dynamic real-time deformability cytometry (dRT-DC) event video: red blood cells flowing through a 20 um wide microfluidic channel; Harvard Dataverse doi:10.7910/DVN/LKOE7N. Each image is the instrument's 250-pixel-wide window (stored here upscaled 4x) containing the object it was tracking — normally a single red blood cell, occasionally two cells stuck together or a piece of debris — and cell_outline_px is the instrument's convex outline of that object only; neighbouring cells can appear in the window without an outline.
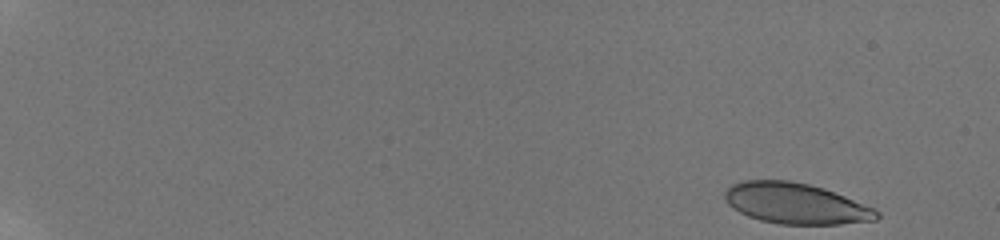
{"species": "human", "species_latin": "Homo sapiens", "temperature_condition": "room temperature", "stored_images_in_passage": 8, "camera_frame_rate_fps": 3000, "um_per_image_px": 0.085, "donor": {"sex": "male"}, "frame": {"image": 1, "passage_image": 1, "time_ms": 0.0, "image_size_px": [1000, 240], "cell_outline_px": [[880, 216], [876, 220], [840, 224], [780, 224], [760, 220], [748, 216], [732, 208], [724, 200], [724, 192], [732, 184], [744, 180], [788, 180], [808, 184], [824, 188], [844, 196], [872, 208], [880, 212]], "centroid_in_image_um": [67.6, 17.29], "position_along_channel_um": 17.4, "area_um2": 36.01}}
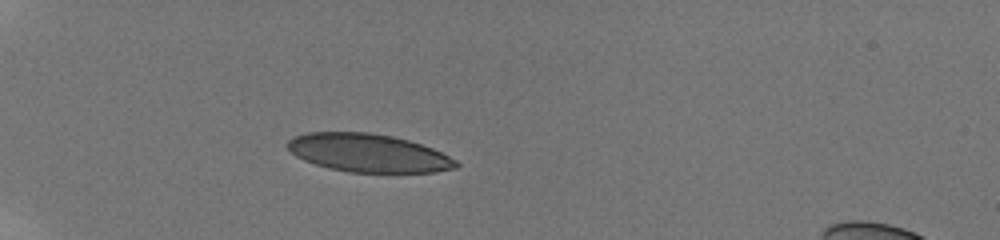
{"frame": {"image": 2, "passage_image": 6, "time_ms": 5.0, "image_size_px": [1000, 240], "cell_outline_px": [[460, 164], [456, 168], [436, 172], [348, 172], [328, 168], [304, 160], [296, 156], [288, 148], [288, 140], [296, 136], [308, 132], [368, 132], [392, 136], [408, 140], [432, 148], [456, 160]], "centroid_in_image_um": [31.31, 13.0], "position_along_channel_um": 53.7, "area_um2": 37.28}}